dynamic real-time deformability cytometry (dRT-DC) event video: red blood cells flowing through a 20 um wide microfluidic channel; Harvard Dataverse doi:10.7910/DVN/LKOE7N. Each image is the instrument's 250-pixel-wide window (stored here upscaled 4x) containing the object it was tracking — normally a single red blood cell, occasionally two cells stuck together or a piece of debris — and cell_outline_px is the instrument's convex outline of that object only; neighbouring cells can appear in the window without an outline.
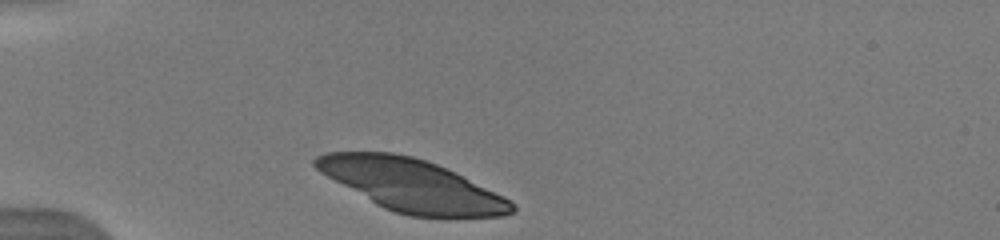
{"species": "human", "species_latin": "Homo sapiens", "temperature_condition": "warm", "stored_images_in_passage": 12, "camera_frame_rate_fps": 3000, "um_per_image_px": 0.085, "donor": {"sex": "male"}, "frame": {"image": 1, "passage_image": 1, "time_ms": 0.0, "image_size_px": [1000, 240], "cell_outline_px": [[516, 208], [512, 212], [504, 216], [412, 216], [396, 212], [384, 208], [376, 204], [320, 172], [312, 164], [312, 160], [316, 156], [328, 152], [392, 152], [412, 156], [436, 164], [504, 196], [512, 200], [516, 204]], "centroid_in_image_um": [34.98, 15.73], "position_along_channel_um": 50.0, "area_um2": 58.72}}